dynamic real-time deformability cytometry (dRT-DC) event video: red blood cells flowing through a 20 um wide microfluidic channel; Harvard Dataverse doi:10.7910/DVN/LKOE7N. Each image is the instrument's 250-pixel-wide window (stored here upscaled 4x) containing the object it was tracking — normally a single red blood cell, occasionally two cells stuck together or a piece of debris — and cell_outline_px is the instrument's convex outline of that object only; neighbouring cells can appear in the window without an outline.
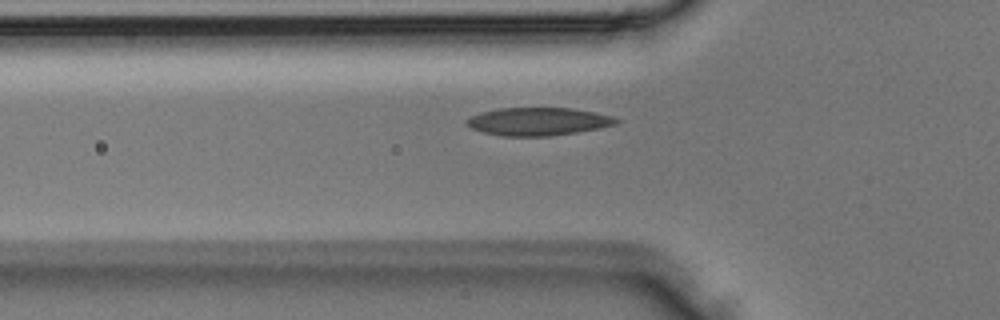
{"species": "Egyptian fruit bat (a non-hibernating species)", "species_latin": "Rousettus aegyptiacus", "temperature_condition": "room temperature", "stored_images_in_passage": 6, "camera_frame_rate_fps": 3000, "um_per_image_px": 0.085, "animal": {"sex": "male"}, "frame": {"image": 1, "passage_image": 5, "time_ms": 1.333, "image_size_px": [1000, 320], "cell_outline_px": [[620, 120], [616, 124], [600, 128], [576, 132], [548, 136], [500, 136], [484, 132], [472, 128], [464, 120], [472, 116], [484, 112], [500, 108], [572, 108], [612, 116]], "centroid_in_image_um": [45.75, 10.33], "position_along_channel_um": 80.0, "area_um2": 24.04}}